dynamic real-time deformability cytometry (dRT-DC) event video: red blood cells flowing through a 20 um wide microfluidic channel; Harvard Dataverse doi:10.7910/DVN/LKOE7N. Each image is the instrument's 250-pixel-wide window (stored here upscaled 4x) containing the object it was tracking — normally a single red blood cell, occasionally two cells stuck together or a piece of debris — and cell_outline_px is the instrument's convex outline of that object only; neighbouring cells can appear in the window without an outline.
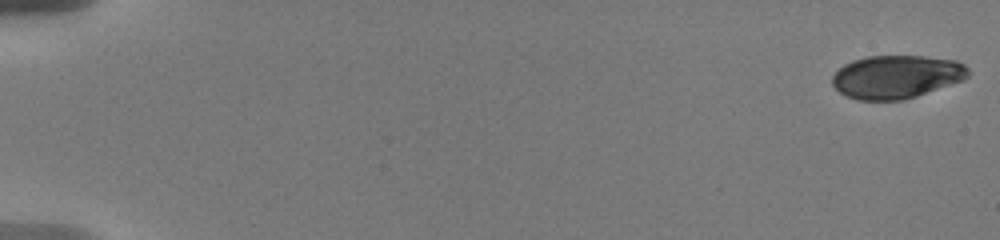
{"species": "human", "species_latin": "Homo sapiens", "temperature_condition": "warm", "stored_images_in_passage": 12, "camera_frame_rate_fps": 3000, "um_per_image_px": 0.085, "donor": {"sex": "male"}, "frame": {"image": 1, "passage_image": 1, "time_ms": 0.0, "image_size_px": [1000, 240], "cell_outline_px": [[968, 76], [964, 80], [904, 100], [856, 100], [840, 92], [832, 84], [832, 76], [844, 64], [852, 60], [868, 56], [924, 56], [956, 60], [964, 64], [968, 68]], "centroid_in_image_um": [76.2, 6.52], "position_along_channel_um": 8.8, "area_um2": 34.22}}
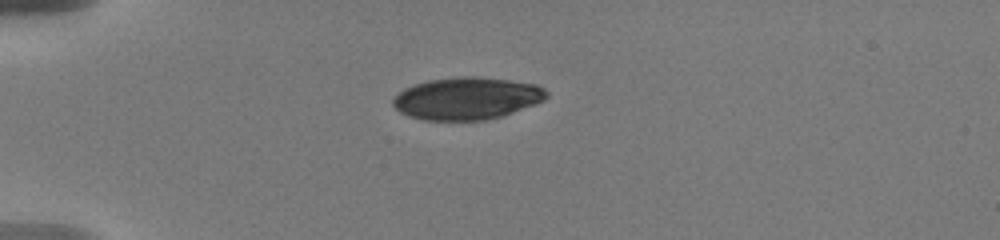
{"frame": {"image": 2, "passage_image": 9, "time_ms": 5.0, "image_size_px": [1000, 240], "cell_outline_px": [[548, 96], [544, 100], [536, 104], [500, 116], [484, 120], [424, 120], [408, 116], [400, 112], [392, 104], [392, 100], [404, 88], [428, 80], [464, 76], [476, 76], [508, 80], [536, 84], [544, 88], [548, 92]], "centroid_in_image_um": [39.69, 8.36], "position_along_channel_um": 45.3, "area_um2": 37.69}}